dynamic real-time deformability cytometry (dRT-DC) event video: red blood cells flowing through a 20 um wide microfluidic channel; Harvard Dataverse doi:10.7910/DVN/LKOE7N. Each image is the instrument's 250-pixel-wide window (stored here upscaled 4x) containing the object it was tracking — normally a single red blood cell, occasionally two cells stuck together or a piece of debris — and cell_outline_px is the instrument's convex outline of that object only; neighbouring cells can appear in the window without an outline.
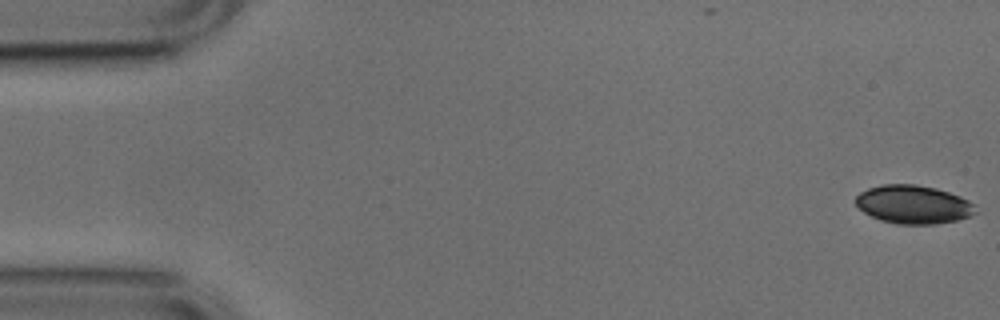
{"species": "common noctule bat (a hibernating species)", "species_latin": "Nyctalus noctula", "temperature_condition": "cold", "stored_images_in_passage": 53, "camera_frame_rate_fps": 3000, "um_per_image_px": 0.085, "animal": {"sex": "male", "body_mass_g": 17.9, "forearm_length_mm": 54.2}, "frame": {"image": 1, "passage_image": 1, "time_ms": 0.0, "image_size_px": [1000, 320], "cell_outline_px": [[976, 212], [968, 216], [956, 220], [936, 224], [896, 224], [880, 220], [864, 212], [856, 204], [856, 196], [860, 192], [868, 188], [880, 184], [916, 184], [936, 188], [960, 196], [976, 204]], "centroid_in_image_um": [77.64, 17.37], "position_along_channel_um": 7.4, "area_um2": 26.88}}
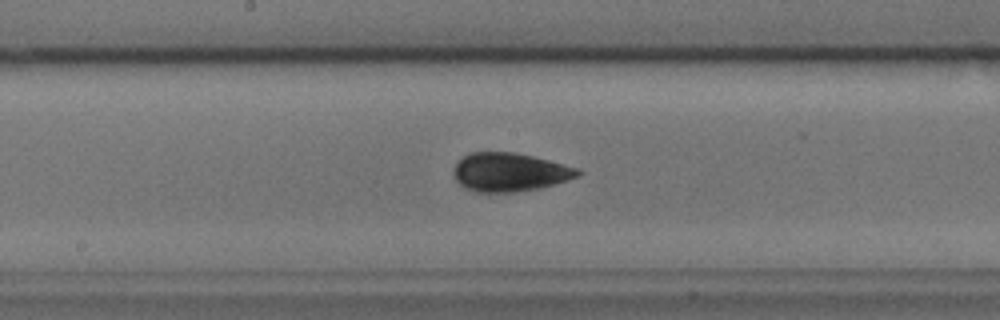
{"frame": {"image": 2, "passage_image": 27, "time_ms": 8.667, "image_size_px": [1000, 320], "cell_outline_px": [[584, 172], [580, 176], [568, 180], [536, 188], [516, 192], [476, 192], [464, 188], [456, 180], [456, 164], [464, 156], [472, 152], [512, 152], [532, 156], [580, 168]], "centroid_in_image_um": [43.37, 14.63], "position_along_channel_um": 204.8, "area_um2": 27.63}}
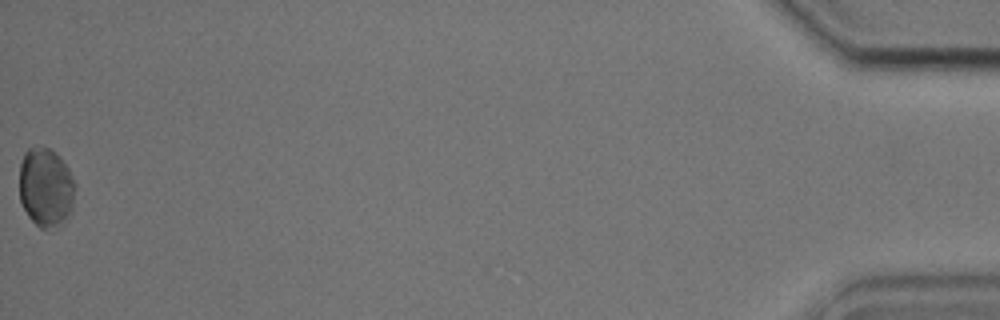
{"frame": {"image": 3, "passage_image": 53, "time_ms": 17.333, "image_size_px": [1000, 320], "cell_outline_px": [[76, 184], [72, 212], [68, 220], [60, 228], [48, 232], [40, 228], [28, 216], [20, 200], [20, 164], [24, 152], [28, 148], [48, 148], [56, 152], [60, 156], [68, 168]], "centroid_in_image_um": [3.94, 16.01], "position_along_channel_um": 431.3, "area_um2": 26.47}, "authors_computed_cell_mechanics": {"area_um2": 26.877, "velocity_mm_per_s": 3.7703, "shape_relaxation_time_tau1_ms": 3.6719, "shape_relaxation_time_tau2_ms": null, "deformation_change_tau1": 0.0723, "deformation_change_tau2": null}}